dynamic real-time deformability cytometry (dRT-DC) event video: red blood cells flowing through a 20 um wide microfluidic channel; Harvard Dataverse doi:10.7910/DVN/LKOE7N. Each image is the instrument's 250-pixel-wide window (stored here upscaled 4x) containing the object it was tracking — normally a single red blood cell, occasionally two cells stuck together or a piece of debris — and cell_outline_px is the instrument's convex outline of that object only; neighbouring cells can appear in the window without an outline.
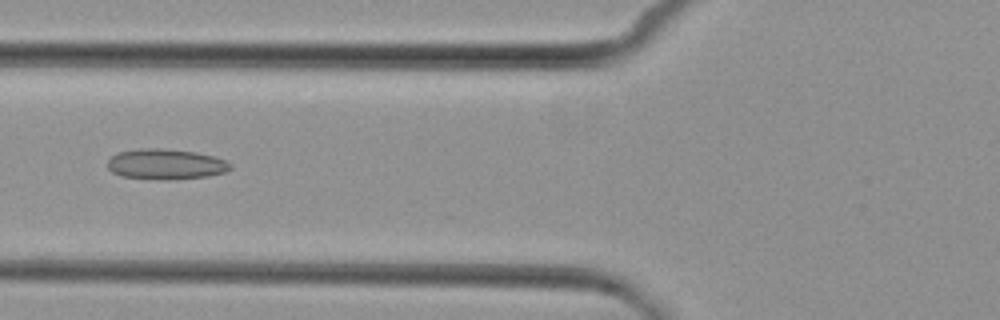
{"species": "common noctule bat (a hibernating species)", "species_latin": "Nyctalus noctula", "temperature_condition": "cold", "stored_images_in_passage": 7, "camera_frame_rate_fps": 3000, "um_per_image_px": 0.085, "animal": {"sex": "female", "body_mass_g": 29.2, "forearm_length_mm": 56.3}, "frame": {"image": 1, "passage_image": 7, "time_ms": 7.0, "image_size_px": [1000, 320], "cell_outline_px": [[232, 168], [224, 172], [208, 176], [168, 180], [160, 180], [120, 176], [112, 172], [108, 168], [108, 160], [116, 152], [140, 148], [164, 148], [196, 152], [212, 156], [224, 160], [232, 164]], "centroid_in_image_um": [14.06, 13.95], "position_along_channel_um": 111.7, "area_um2": 21.96}}